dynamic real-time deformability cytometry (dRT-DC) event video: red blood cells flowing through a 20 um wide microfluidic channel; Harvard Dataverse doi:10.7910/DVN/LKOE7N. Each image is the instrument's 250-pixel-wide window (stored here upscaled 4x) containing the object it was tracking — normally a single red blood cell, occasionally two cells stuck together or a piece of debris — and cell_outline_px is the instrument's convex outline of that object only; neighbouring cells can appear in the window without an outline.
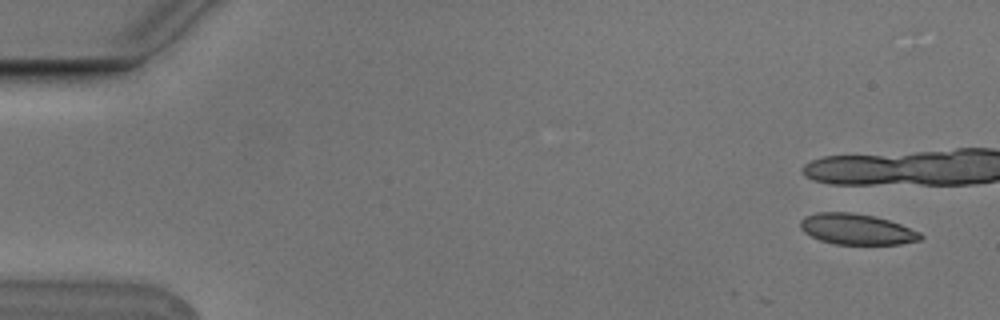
{"species": "Egyptian fruit bat (a non-hibernating species)", "species_latin": "Rousettus aegyptiacus", "temperature_condition": "cold", "stored_images_in_passage": 5, "camera_frame_rate_fps": 3000, "um_per_image_px": 0.085, "animal": {"sex": "male"}, "frame": {"image": 1, "passage_image": 1, "time_ms": 0.0, "image_size_px": [1000, 320], "cell_outline_px": [[924, 236], [920, 240], [900, 244], [836, 244], [820, 240], [804, 232], [800, 228], [800, 220], [804, 216], [816, 212], [852, 212], [876, 216], [900, 224], [920, 232]], "centroid_in_image_um": [72.81, 19.47], "position_along_channel_um": 12.2, "area_um2": 21.62}}